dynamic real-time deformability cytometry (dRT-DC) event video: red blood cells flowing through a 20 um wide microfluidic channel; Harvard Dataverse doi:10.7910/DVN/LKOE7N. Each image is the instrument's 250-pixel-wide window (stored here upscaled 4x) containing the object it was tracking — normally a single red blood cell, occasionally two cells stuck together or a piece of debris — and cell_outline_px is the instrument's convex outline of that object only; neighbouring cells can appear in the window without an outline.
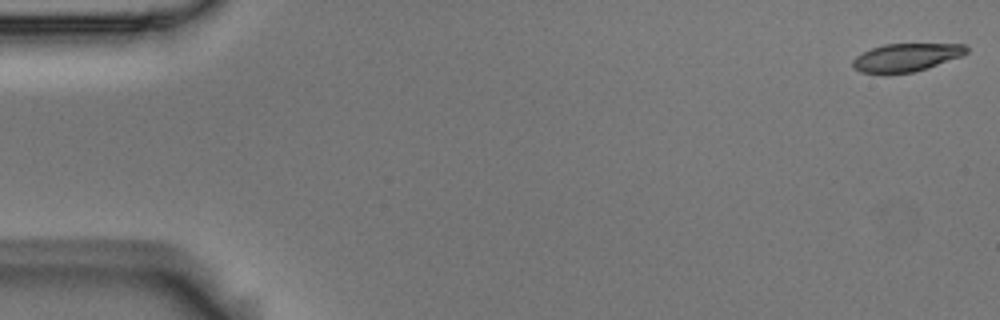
{"species": "Egyptian fruit bat (a non-hibernating species)", "species_latin": "Rousettus aegyptiacus", "temperature_condition": "room temperature", "stored_images_in_passage": 5, "camera_frame_rate_fps": 3000, "um_per_image_px": 0.085, "animal": {"sex": "male"}, "frame": {"image": 1, "passage_image": 1, "time_ms": 0.0, "image_size_px": [1000, 320], "cell_outline_px": [[968, 52], [964, 56], [928, 68], [912, 72], [888, 76], [884, 76], [860, 72], [852, 68], [852, 60], [856, 56], [872, 48], [884, 44], [964, 44], [968, 48]], "centroid_in_image_um": [77.0, 4.92], "position_along_channel_um": 8.0, "area_um2": 19.25}}
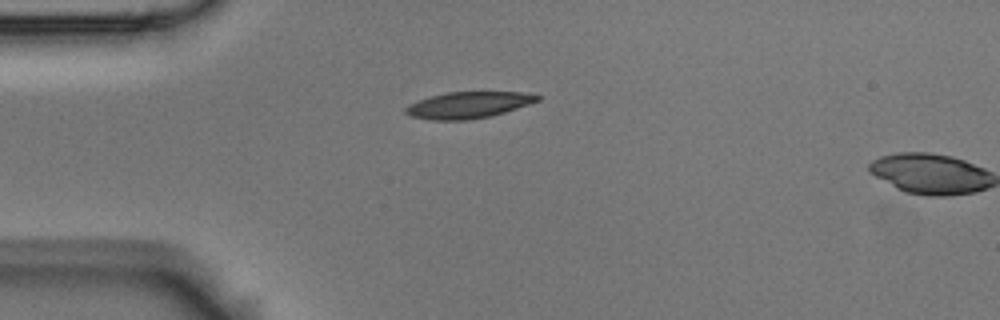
{"frame": {"image": 2, "passage_image": 4, "time_ms": 1.0, "image_size_px": [1000, 320], "cell_outline_px": [[540, 100], [504, 112], [488, 116], [468, 120], [432, 120], [412, 116], [404, 112], [404, 108], [408, 104], [432, 96], [448, 92], [520, 92], [540, 96]], "centroid_in_image_um": [39.77, 8.93], "position_along_channel_um": 45.2, "area_um2": 19.94}}